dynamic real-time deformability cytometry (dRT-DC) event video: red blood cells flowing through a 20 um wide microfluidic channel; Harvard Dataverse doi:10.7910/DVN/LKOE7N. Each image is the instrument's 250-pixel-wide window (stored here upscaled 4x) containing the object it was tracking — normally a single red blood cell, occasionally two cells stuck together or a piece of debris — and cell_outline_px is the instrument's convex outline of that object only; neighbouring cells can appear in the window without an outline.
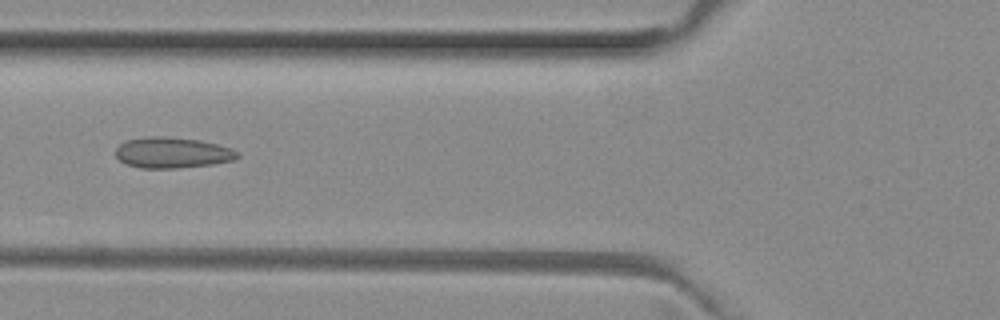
{"species": "common noctule bat (a hibernating species)", "species_latin": "Nyctalus noctula", "temperature_condition": "room temperature", "stored_images_in_passage": 51, "camera_frame_rate_fps": 3000, "um_per_image_px": 0.085, "animal": {"sex": "female", "body_mass_g": 29.2, "forearm_length_mm": 56.3}, "frame": {"image": 1, "passage_image": 19, "time_ms": 6.0, "image_size_px": [1000, 320], "cell_outline_px": [[240, 156], [232, 160], [212, 164], [176, 168], [140, 168], [128, 164], [120, 160], [116, 156], [116, 148], [120, 144], [128, 140], [148, 136], [164, 136], [200, 140], [232, 148], [240, 152]], "centroid_in_image_um": [14.67, 12.97], "position_along_channel_um": 111.1, "area_um2": 21.79}}
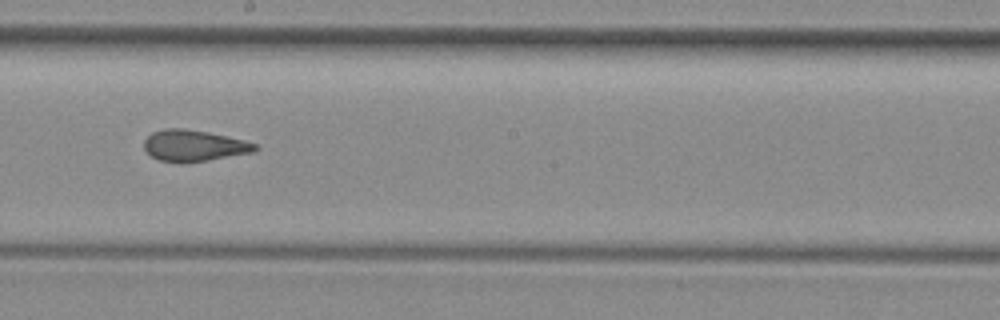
{"frame": {"image": 2, "passage_image": 28, "time_ms": 9.0, "image_size_px": [1000, 320], "cell_outline_px": [[260, 148], [256, 152], [184, 164], [180, 164], [160, 160], [152, 156], [144, 148], [144, 140], [152, 132], [164, 128], [184, 128], [208, 132], [228, 136], [244, 140], [256, 144]], "centroid_in_image_um": [16.51, 12.39], "position_along_channel_um": 231.7, "area_um2": 20.58}}
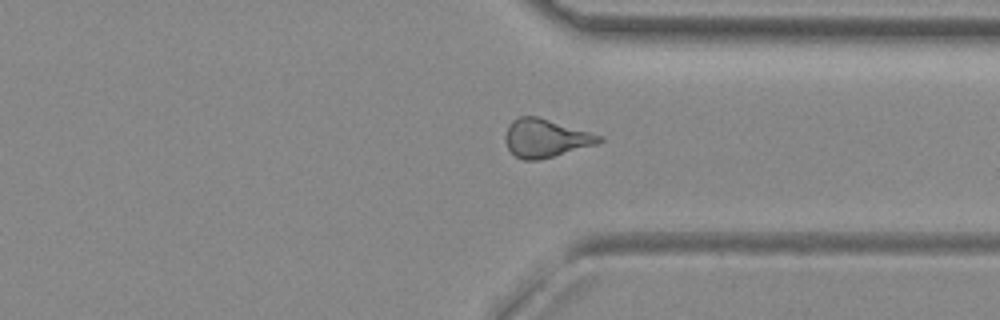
{"frame": {"image": 3, "passage_image": 38, "time_ms": 12.333, "image_size_px": [1000, 320], "cell_outline_px": [[604, 140], [596, 144], [552, 156], [536, 160], [524, 160], [516, 156], [508, 148], [504, 140], [504, 136], [508, 124], [512, 120], [520, 116], [536, 116], [604, 136]], "centroid_in_image_um": [46.35, 11.73], "position_along_channel_um": 365.1, "area_um2": 20.69}, "authors_computed_cell_mechanics": {"area_um2": 21.4438, "velocity_mm_per_s": 4.013, "shape_relaxation_time_tau1_ms": null, "shape_relaxation_time_tau2_ms": 2.1291, "deformation_change_tau1": null, "deformation_change_tau2": 0.1122}}